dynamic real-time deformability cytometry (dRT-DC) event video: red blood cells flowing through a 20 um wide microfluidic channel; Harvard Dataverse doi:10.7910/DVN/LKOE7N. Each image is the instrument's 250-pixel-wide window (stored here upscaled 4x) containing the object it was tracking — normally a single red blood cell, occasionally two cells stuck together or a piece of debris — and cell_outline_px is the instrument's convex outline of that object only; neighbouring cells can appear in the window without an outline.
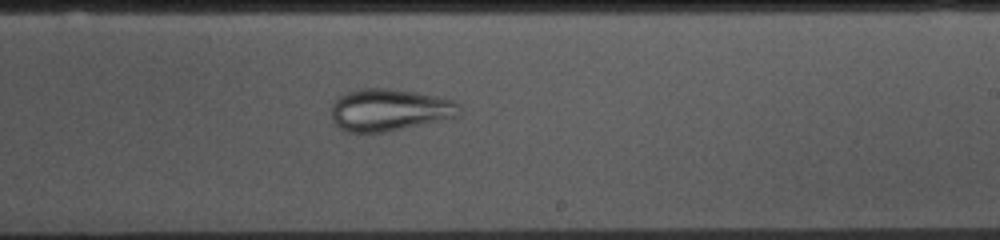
{"species": "common noctule bat (a hibernating species)", "species_latin": "Nyctalus noctula", "temperature_condition": "cold", "stored_images_in_passage": 53, "camera_frame_rate_fps": 3000, "um_per_image_px": 0.085, "animal": {"sex": "female", "body_mass_g": 10.0, "forearm_length_mm": 53.1}, "frame": {"image": 1, "passage_image": 30, "time_ms": 9.667, "image_size_px": [1000, 240], "cell_outline_px": [[460, 112], [456, 116], [388, 132], [348, 132], [340, 128], [332, 120], [332, 104], [336, 96], [360, 88], [388, 88], [416, 92], [456, 100], [460, 104]], "centroid_in_image_um": [33.08, 9.33], "position_along_channel_um": 255.9, "area_um2": 31.5}}
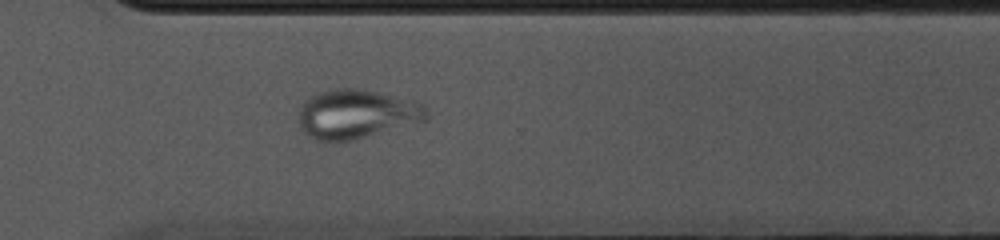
{"frame": {"image": 2, "passage_image": 37, "time_ms": 12.0, "image_size_px": [1000, 240], "cell_outline_px": [[428, 116], [424, 120], [352, 140], [328, 144], [316, 140], [308, 136], [300, 128], [300, 104], [308, 96], [332, 88], [356, 88], [416, 100], [428, 112]], "centroid_in_image_um": [30.22, 9.7], "position_along_channel_um": 340.4, "area_um2": 36.65}}
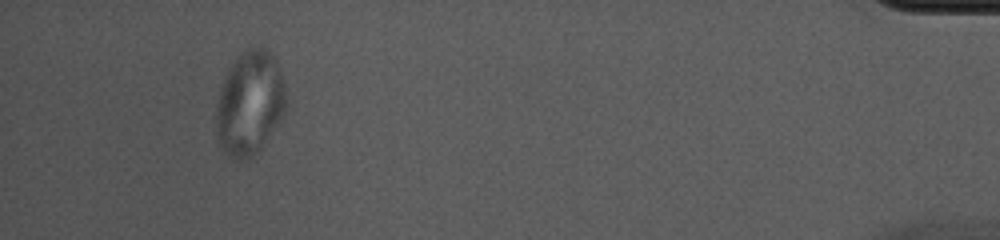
{"frame": {"image": 3, "passage_image": 49, "time_ms": 16.0, "image_size_px": [1000, 240], "cell_outline_px": [[288, 100], [284, 112], [280, 120], [260, 148], [252, 156], [240, 160], [232, 160], [220, 148], [216, 136], [216, 104], [220, 88], [228, 68], [248, 48], [268, 48], [272, 52], [276, 60], [284, 80]], "centroid_in_image_um": [21.23, 8.78], "position_along_channel_um": 414.0, "area_um2": 42.66}}